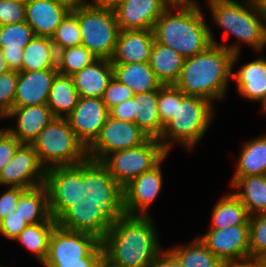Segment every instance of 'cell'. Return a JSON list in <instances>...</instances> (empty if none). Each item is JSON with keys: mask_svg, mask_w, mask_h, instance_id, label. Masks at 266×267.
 Here are the masks:
<instances>
[{"mask_svg": "<svg viewBox=\"0 0 266 267\" xmlns=\"http://www.w3.org/2000/svg\"><path fill=\"white\" fill-rule=\"evenodd\" d=\"M98 215L104 256L122 267H149L162 252L152 217L125 215L110 203L90 206Z\"/></svg>", "mask_w": 266, "mask_h": 267, "instance_id": "cell-1", "label": "cell"}, {"mask_svg": "<svg viewBox=\"0 0 266 267\" xmlns=\"http://www.w3.org/2000/svg\"><path fill=\"white\" fill-rule=\"evenodd\" d=\"M166 155L157 138L110 153L93 169L90 180L78 193L80 203L87 206L109 203L126 185L151 170Z\"/></svg>", "mask_w": 266, "mask_h": 267, "instance_id": "cell-2", "label": "cell"}, {"mask_svg": "<svg viewBox=\"0 0 266 267\" xmlns=\"http://www.w3.org/2000/svg\"><path fill=\"white\" fill-rule=\"evenodd\" d=\"M42 166L79 193L92 175L86 146L77 138L66 118L54 117L32 142Z\"/></svg>", "mask_w": 266, "mask_h": 267, "instance_id": "cell-3", "label": "cell"}, {"mask_svg": "<svg viewBox=\"0 0 266 267\" xmlns=\"http://www.w3.org/2000/svg\"><path fill=\"white\" fill-rule=\"evenodd\" d=\"M240 53L239 44H212L207 50L184 59L174 84L185 95L200 96L210 102L226 95L232 68Z\"/></svg>", "mask_w": 266, "mask_h": 267, "instance_id": "cell-4", "label": "cell"}, {"mask_svg": "<svg viewBox=\"0 0 266 267\" xmlns=\"http://www.w3.org/2000/svg\"><path fill=\"white\" fill-rule=\"evenodd\" d=\"M198 3H171L154 26L155 40L189 58L217 45ZM174 11V12H173Z\"/></svg>", "mask_w": 266, "mask_h": 267, "instance_id": "cell-5", "label": "cell"}, {"mask_svg": "<svg viewBox=\"0 0 266 267\" xmlns=\"http://www.w3.org/2000/svg\"><path fill=\"white\" fill-rule=\"evenodd\" d=\"M101 244L97 213L79 203L54 229L44 262L81 261Z\"/></svg>", "mask_w": 266, "mask_h": 267, "instance_id": "cell-6", "label": "cell"}, {"mask_svg": "<svg viewBox=\"0 0 266 267\" xmlns=\"http://www.w3.org/2000/svg\"><path fill=\"white\" fill-rule=\"evenodd\" d=\"M216 25L224 29V40L229 34L256 51L266 45V17L257 0H208Z\"/></svg>", "mask_w": 266, "mask_h": 267, "instance_id": "cell-7", "label": "cell"}, {"mask_svg": "<svg viewBox=\"0 0 266 267\" xmlns=\"http://www.w3.org/2000/svg\"><path fill=\"white\" fill-rule=\"evenodd\" d=\"M213 109V103L209 100L185 95L176 87L175 114L164 126L158 139L164 150L169 153L173 142L181 143L188 149L194 148L212 122Z\"/></svg>", "mask_w": 266, "mask_h": 267, "instance_id": "cell-8", "label": "cell"}, {"mask_svg": "<svg viewBox=\"0 0 266 267\" xmlns=\"http://www.w3.org/2000/svg\"><path fill=\"white\" fill-rule=\"evenodd\" d=\"M71 11L78 19L82 45L97 59L110 60L120 32L114 9L77 0Z\"/></svg>", "mask_w": 266, "mask_h": 267, "instance_id": "cell-9", "label": "cell"}, {"mask_svg": "<svg viewBox=\"0 0 266 267\" xmlns=\"http://www.w3.org/2000/svg\"><path fill=\"white\" fill-rule=\"evenodd\" d=\"M75 192L62 180L26 189L20 196L16 210L29 224L47 221Z\"/></svg>", "mask_w": 266, "mask_h": 267, "instance_id": "cell-10", "label": "cell"}, {"mask_svg": "<svg viewBox=\"0 0 266 267\" xmlns=\"http://www.w3.org/2000/svg\"><path fill=\"white\" fill-rule=\"evenodd\" d=\"M166 157L167 155L151 170L138 175L109 203L125 215L149 216L148 208L155 201L163 186L160 164Z\"/></svg>", "mask_w": 266, "mask_h": 267, "instance_id": "cell-11", "label": "cell"}, {"mask_svg": "<svg viewBox=\"0 0 266 267\" xmlns=\"http://www.w3.org/2000/svg\"><path fill=\"white\" fill-rule=\"evenodd\" d=\"M149 138L135 123L108 116L99 136L87 148L92 170L110 153L142 145Z\"/></svg>", "mask_w": 266, "mask_h": 267, "instance_id": "cell-12", "label": "cell"}, {"mask_svg": "<svg viewBox=\"0 0 266 267\" xmlns=\"http://www.w3.org/2000/svg\"><path fill=\"white\" fill-rule=\"evenodd\" d=\"M52 179L31 144H21L11 161L0 171V185L9 187L30 189Z\"/></svg>", "mask_w": 266, "mask_h": 267, "instance_id": "cell-13", "label": "cell"}, {"mask_svg": "<svg viewBox=\"0 0 266 267\" xmlns=\"http://www.w3.org/2000/svg\"><path fill=\"white\" fill-rule=\"evenodd\" d=\"M108 116L109 109L102 98L80 97L66 119L77 138L88 148L99 136Z\"/></svg>", "mask_w": 266, "mask_h": 267, "instance_id": "cell-14", "label": "cell"}, {"mask_svg": "<svg viewBox=\"0 0 266 267\" xmlns=\"http://www.w3.org/2000/svg\"><path fill=\"white\" fill-rule=\"evenodd\" d=\"M199 238L220 261L250 257L249 224L210 229Z\"/></svg>", "mask_w": 266, "mask_h": 267, "instance_id": "cell-15", "label": "cell"}, {"mask_svg": "<svg viewBox=\"0 0 266 267\" xmlns=\"http://www.w3.org/2000/svg\"><path fill=\"white\" fill-rule=\"evenodd\" d=\"M80 203L74 193L47 221L29 224L14 240H18L41 263L47 257L53 229Z\"/></svg>", "mask_w": 266, "mask_h": 267, "instance_id": "cell-16", "label": "cell"}, {"mask_svg": "<svg viewBox=\"0 0 266 267\" xmlns=\"http://www.w3.org/2000/svg\"><path fill=\"white\" fill-rule=\"evenodd\" d=\"M170 0H122L114 8L120 30H153Z\"/></svg>", "mask_w": 266, "mask_h": 267, "instance_id": "cell-17", "label": "cell"}, {"mask_svg": "<svg viewBox=\"0 0 266 267\" xmlns=\"http://www.w3.org/2000/svg\"><path fill=\"white\" fill-rule=\"evenodd\" d=\"M77 0H31L26 4L25 22L34 35L52 37Z\"/></svg>", "mask_w": 266, "mask_h": 267, "instance_id": "cell-18", "label": "cell"}, {"mask_svg": "<svg viewBox=\"0 0 266 267\" xmlns=\"http://www.w3.org/2000/svg\"><path fill=\"white\" fill-rule=\"evenodd\" d=\"M57 73V69L18 72L14 107L47 104L52 82Z\"/></svg>", "mask_w": 266, "mask_h": 267, "instance_id": "cell-19", "label": "cell"}, {"mask_svg": "<svg viewBox=\"0 0 266 267\" xmlns=\"http://www.w3.org/2000/svg\"><path fill=\"white\" fill-rule=\"evenodd\" d=\"M154 41V31L150 29L120 30L111 63L149 62Z\"/></svg>", "mask_w": 266, "mask_h": 267, "instance_id": "cell-20", "label": "cell"}, {"mask_svg": "<svg viewBox=\"0 0 266 267\" xmlns=\"http://www.w3.org/2000/svg\"><path fill=\"white\" fill-rule=\"evenodd\" d=\"M17 118V128L7 130L22 144H32L39 133L54 118L47 104L13 107L6 118Z\"/></svg>", "mask_w": 266, "mask_h": 267, "instance_id": "cell-21", "label": "cell"}, {"mask_svg": "<svg viewBox=\"0 0 266 267\" xmlns=\"http://www.w3.org/2000/svg\"><path fill=\"white\" fill-rule=\"evenodd\" d=\"M71 77L79 97L102 98L113 78V64L111 60L96 59Z\"/></svg>", "mask_w": 266, "mask_h": 267, "instance_id": "cell-22", "label": "cell"}, {"mask_svg": "<svg viewBox=\"0 0 266 267\" xmlns=\"http://www.w3.org/2000/svg\"><path fill=\"white\" fill-rule=\"evenodd\" d=\"M236 80L238 94L250 101H261L262 110L266 112V58L244 64L238 72L232 73Z\"/></svg>", "mask_w": 266, "mask_h": 267, "instance_id": "cell-23", "label": "cell"}, {"mask_svg": "<svg viewBox=\"0 0 266 267\" xmlns=\"http://www.w3.org/2000/svg\"><path fill=\"white\" fill-rule=\"evenodd\" d=\"M33 37V30L25 21L0 25V48L9 70L22 71L23 49Z\"/></svg>", "mask_w": 266, "mask_h": 267, "instance_id": "cell-24", "label": "cell"}, {"mask_svg": "<svg viewBox=\"0 0 266 267\" xmlns=\"http://www.w3.org/2000/svg\"><path fill=\"white\" fill-rule=\"evenodd\" d=\"M113 77L129 87L134 94L159 90L162 86L149 62L113 64Z\"/></svg>", "mask_w": 266, "mask_h": 267, "instance_id": "cell-25", "label": "cell"}, {"mask_svg": "<svg viewBox=\"0 0 266 267\" xmlns=\"http://www.w3.org/2000/svg\"><path fill=\"white\" fill-rule=\"evenodd\" d=\"M231 186L238 189L234 194L246 207L249 216L266 212V175L232 177Z\"/></svg>", "mask_w": 266, "mask_h": 267, "instance_id": "cell-26", "label": "cell"}, {"mask_svg": "<svg viewBox=\"0 0 266 267\" xmlns=\"http://www.w3.org/2000/svg\"><path fill=\"white\" fill-rule=\"evenodd\" d=\"M134 123L150 138L159 139L164 126L158 110V90L138 93L133 97Z\"/></svg>", "mask_w": 266, "mask_h": 267, "instance_id": "cell-27", "label": "cell"}, {"mask_svg": "<svg viewBox=\"0 0 266 267\" xmlns=\"http://www.w3.org/2000/svg\"><path fill=\"white\" fill-rule=\"evenodd\" d=\"M184 59L182 55L171 47L155 40L151 49L149 63L156 78L162 85H174L180 76Z\"/></svg>", "mask_w": 266, "mask_h": 267, "instance_id": "cell-28", "label": "cell"}, {"mask_svg": "<svg viewBox=\"0 0 266 267\" xmlns=\"http://www.w3.org/2000/svg\"><path fill=\"white\" fill-rule=\"evenodd\" d=\"M57 69V51L50 37L36 36L23 49L22 71Z\"/></svg>", "mask_w": 266, "mask_h": 267, "instance_id": "cell-29", "label": "cell"}, {"mask_svg": "<svg viewBox=\"0 0 266 267\" xmlns=\"http://www.w3.org/2000/svg\"><path fill=\"white\" fill-rule=\"evenodd\" d=\"M79 98L72 77L57 73L47 100L53 116L66 118L74 110Z\"/></svg>", "mask_w": 266, "mask_h": 267, "instance_id": "cell-30", "label": "cell"}, {"mask_svg": "<svg viewBox=\"0 0 266 267\" xmlns=\"http://www.w3.org/2000/svg\"><path fill=\"white\" fill-rule=\"evenodd\" d=\"M232 177L266 175V135L245 142Z\"/></svg>", "mask_w": 266, "mask_h": 267, "instance_id": "cell-31", "label": "cell"}, {"mask_svg": "<svg viewBox=\"0 0 266 267\" xmlns=\"http://www.w3.org/2000/svg\"><path fill=\"white\" fill-rule=\"evenodd\" d=\"M210 229H223L230 226L249 224V215L246 207L234 194L222 196L212 212Z\"/></svg>", "mask_w": 266, "mask_h": 267, "instance_id": "cell-32", "label": "cell"}, {"mask_svg": "<svg viewBox=\"0 0 266 267\" xmlns=\"http://www.w3.org/2000/svg\"><path fill=\"white\" fill-rule=\"evenodd\" d=\"M168 250L184 267H218L221 262L200 238L191 244Z\"/></svg>", "mask_w": 266, "mask_h": 267, "instance_id": "cell-33", "label": "cell"}, {"mask_svg": "<svg viewBox=\"0 0 266 267\" xmlns=\"http://www.w3.org/2000/svg\"><path fill=\"white\" fill-rule=\"evenodd\" d=\"M96 59L84 45L64 48L57 52V71L60 74L71 76Z\"/></svg>", "mask_w": 266, "mask_h": 267, "instance_id": "cell-34", "label": "cell"}, {"mask_svg": "<svg viewBox=\"0 0 266 267\" xmlns=\"http://www.w3.org/2000/svg\"><path fill=\"white\" fill-rule=\"evenodd\" d=\"M51 39L57 52L64 48L82 45V36L78 25V19L72 11L66 15L57 27L56 32Z\"/></svg>", "mask_w": 266, "mask_h": 267, "instance_id": "cell-35", "label": "cell"}, {"mask_svg": "<svg viewBox=\"0 0 266 267\" xmlns=\"http://www.w3.org/2000/svg\"><path fill=\"white\" fill-rule=\"evenodd\" d=\"M250 257L266 253V212L249 216Z\"/></svg>", "mask_w": 266, "mask_h": 267, "instance_id": "cell-36", "label": "cell"}, {"mask_svg": "<svg viewBox=\"0 0 266 267\" xmlns=\"http://www.w3.org/2000/svg\"><path fill=\"white\" fill-rule=\"evenodd\" d=\"M18 72L11 71L0 75V117L6 118L14 107Z\"/></svg>", "mask_w": 266, "mask_h": 267, "instance_id": "cell-37", "label": "cell"}, {"mask_svg": "<svg viewBox=\"0 0 266 267\" xmlns=\"http://www.w3.org/2000/svg\"><path fill=\"white\" fill-rule=\"evenodd\" d=\"M158 110L161 124L165 126L176 110V86L162 85L158 90Z\"/></svg>", "mask_w": 266, "mask_h": 267, "instance_id": "cell-38", "label": "cell"}, {"mask_svg": "<svg viewBox=\"0 0 266 267\" xmlns=\"http://www.w3.org/2000/svg\"><path fill=\"white\" fill-rule=\"evenodd\" d=\"M134 95L135 94L129 87L113 77L104 92L102 100L107 108L110 109L121 102L133 98Z\"/></svg>", "mask_w": 266, "mask_h": 267, "instance_id": "cell-39", "label": "cell"}, {"mask_svg": "<svg viewBox=\"0 0 266 267\" xmlns=\"http://www.w3.org/2000/svg\"><path fill=\"white\" fill-rule=\"evenodd\" d=\"M26 20V5L14 0H0V25Z\"/></svg>", "mask_w": 266, "mask_h": 267, "instance_id": "cell-40", "label": "cell"}, {"mask_svg": "<svg viewBox=\"0 0 266 267\" xmlns=\"http://www.w3.org/2000/svg\"><path fill=\"white\" fill-rule=\"evenodd\" d=\"M1 224L2 235L10 240H14L29 225L18 213V210L5 216L1 220Z\"/></svg>", "mask_w": 266, "mask_h": 267, "instance_id": "cell-41", "label": "cell"}, {"mask_svg": "<svg viewBox=\"0 0 266 267\" xmlns=\"http://www.w3.org/2000/svg\"><path fill=\"white\" fill-rule=\"evenodd\" d=\"M104 256L102 244H100L88 257L81 258V261L71 262H43L45 267H98Z\"/></svg>", "mask_w": 266, "mask_h": 267, "instance_id": "cell-42", "label": "cell"}, {"mask_svg": "<svg viewBox=\"0 0 266 267\" xmlns=\"http://www.w3.org/2000/svg\"><path fill=\"white\" fill-rule=\"evenodd\" d=\"M21 144L8 130L0 137V171L11 161Z\"/></svg>", "mask_w": 266, "mask_h": 267, "instance_id": "cell-43", "label": "cell"}, {"mask_svg": "<svg viewBox=\"0 0 266 267\" xmlns=\"http://www.w3.org/2000/svg\"><path fill=\"white\" fill-rule=\"evenodd\" d=\"M25 188L10 187L0 197V219L14 212L17 207L18 200L21 194L25 191Z\"/></svg>", "mask_w": 266, "mask_h": 267, "instance_id": "cell-44", "label": "cell"}, {"mask_svg": "<svg viewBox=\"0 0 266 267\" xmlns=\"http://www.w3.org/2000/svg\"><path fill=\"white\" fill-rule=\"evenodd\" d=\"M109 116L126 122L134 123L133 98L117 104L109 109Z\"/></svg>", "mask_w": 266, "mask_h": 267, "instance_id": "cell-45", "label": "cell"}, {"mask_svg": "<svg viewBox=\"0 0 266 267\" xmlns=\"http://www.w3.org/2000/svg\"><path fill=\"white\" fill-rule=\"evenodd\" d=\"M149 267H184L168 250H163Z\"/></svg>", "mask_w": 266, "mask_h": 267, "instance_id": "cell-46", "label": "cell"}, {"mask_svg": "<svg viewBox=\"0 0 266 267\" xmlns=\"http://www.w3.org/2000/svg\"><path fill=\"white\" fill-rule=\"evenodd\" d=\"M218 267H253V258L247 257L238 260H223Z\"/></svg>", "mask_w": 266, "mask_h": 267, "instance_id": "cell-47", "label": "cell"}, {"mask_svg": "<svg viewBox=\"0 0 266 267\" xmlns=\"http://www.w3.org/2000/svg\"><path fill=\"white\" fill-rule=\"evenodd\" d=\"M121 1L122 0H93L91 4L100 7L114 9L121 3Z\"/></svg>", "mask_w": 266, "mask_h": 267, "instance_id": "cell-48", "label": "cell"}, {"mask_svg": "<svg viewBox=\"0 0 266 267\" xmlns=\"http://www.w3.org/2000/svg\"><path fill=\"white\" fill-rule=\"evenodd\" d=\"M8 71H9V69L7 67L2 49L0 48V75L6 73Z\"/></svg>", "mask_w": 266, "mask_h": 267, "instance_id": "cell-49", "label": "cell"}, {"mask_svg": "<svg viewBox=\"0 0 266 267\" xmlns=\"http://www.w3.org/2000/svg\"><path fill=\"white\" fill-rule=\"evenodd\" d=\"M98 267H122V266L111 262L108 258L103 256Z\"/></svg>", "mask_w": 266, "mask_h": 267, "instance_id": "cell-50", "label": "cell"}, {"mask_svg": "<svg viewBox=\"0 0 266 267\" xmlns=\"http://www.w3.org/2000/svg\"><path fill=\"white\" fill-rule=\"evenodd\" d=\"M257 2L261 8V12L266 17V0H257Z\"/></svg>", "mask_w": 266, "mask_h": 267, "instance_id": "cell-51", "label": "cell"}, {"mask_svg": "<svg viewBox=\"0 0 266 267\" xmlns=\"http://www.w3.org/2000/svg\"><path fill=\"white\" fill-rule=\"evenodd\" d=\"M257 262L266 267V253L256 258Z\"/></svg>", "mask_w": 266, "mask_h": 267, "instance_id": "cell-52", "label": "cell"}, {"mask_svg": "<svg viewBox=\"0 0 266 267\" xmlns=\"http://www.w3.org/2000/svg\"><path fill=\"white\" fill-rule=\"evenodd\" d=\"M172 3H196L195 0H170Z\"/></svg>", "mask_w": 266, "mask_h": 267, "instance_id": "cell-53", "label": "cell"}, {"mask_svg": "<svg viewBox=\"0 0 266 267\" xmlns=\"http://www.w3.org/2000/svg\"><path fill=\"white\" fill-rule=\"evenodd\" d=\"M253 267H263V266L260 263H258L255 258H253Z\"/></svg>", "mask_w": 266, "mask_h": 267, "instance_id": "cell-54", "label": "cell"}, {"mask_svg": "<svg viewBox=\"0 0 266 267\" xmlns=\"http://www.w3.org/2000/svg\"><path fill=\"white\" fill-rule=\"evenodd\" d=\"M14 1H17V2H19V3H23V4H27V3H29L31 0H14Z\"/></svg>", "mask_w": 266, "mask_h": 267, "instance_id": "cell-55", "label": "cell"}, {"mask_svg": "<svg viewBox=\"0 0 266 267\" xmlns=\"http://www.w3.org/2000/svg\"><path fill=\"white\" fill-rule=\"evenodd\" d=\"M7 131V129L5 128V129H0V137L5 133Z\"/></svg>", "mask_w": 266, "mask_h": 267, "instance_id": "cell-56", "label": "cell"}, {"mask_svg": "<svg viewBox=\"0 0 266 267\" xmlns=\"http://www.w3.org/2000/svg\"><path fill=\"white\" fill-rule=\"evenodd\" d=\"M0 234L2 235V224H1V219H0Z\"/></svg>", "mask_w": 266, "mask_h": 267, "instance_id": "cell-57", "label": "cell"}]
</instances>
